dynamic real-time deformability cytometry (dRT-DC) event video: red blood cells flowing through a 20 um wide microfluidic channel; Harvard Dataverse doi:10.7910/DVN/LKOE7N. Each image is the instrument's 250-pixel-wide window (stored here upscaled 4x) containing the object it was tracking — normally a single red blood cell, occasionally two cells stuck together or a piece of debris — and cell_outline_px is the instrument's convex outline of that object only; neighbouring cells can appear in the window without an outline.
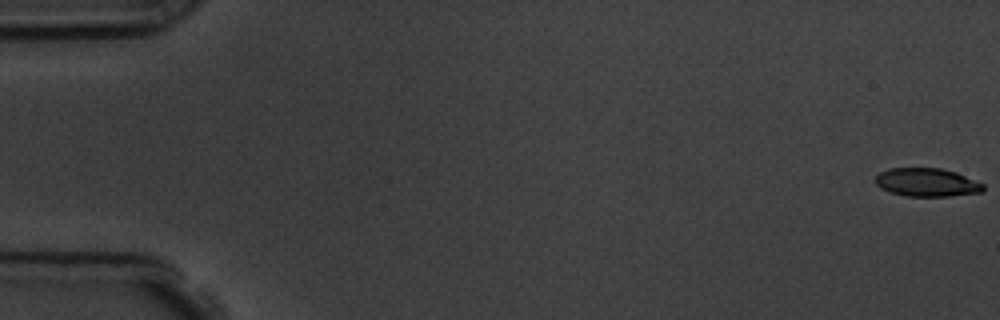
{"species": "common noctule bat (a hibernating species)", "species_latin": "Nyctalus noctula", "temperature_condition": "room temperature", "stored_images_in_passage": 7, "camera_frame_rate_fps": 3000, "um_per_image_px": 0.085, "animal": {"sex": "male", "body_mass_g": 19.5, "forearm_length_mm": 54.6}, "frame": {"image": 1, "passage_image": 1, "time_ms": 0.0, "image_size_px": [1000, 320], "cell_outline_px": [[984, 192], [952, 196], [908, 196], [888, 192], [880, 188], [876, 184], [876, 176], [880, 172], [888, 168], [940, 168], [956, 172], [984, 184]], "centroid_in_image_um": [78.79, 15.51], "position_along_channel_um": 6.2, "area_um2": 17.92}}